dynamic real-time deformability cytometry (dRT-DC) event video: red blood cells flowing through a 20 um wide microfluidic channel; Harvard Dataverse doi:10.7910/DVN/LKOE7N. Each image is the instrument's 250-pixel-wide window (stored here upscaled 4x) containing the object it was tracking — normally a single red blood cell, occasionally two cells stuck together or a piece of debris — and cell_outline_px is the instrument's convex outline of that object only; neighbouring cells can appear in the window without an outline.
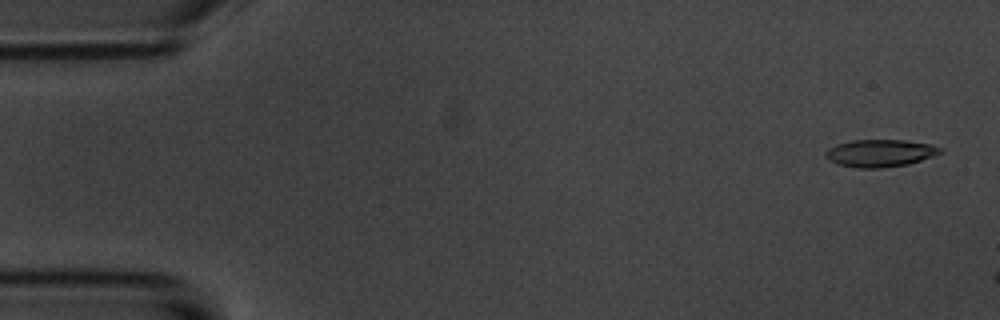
{"species": "common noctule bat (a hibernating species)", "species_latin": "Nyctalus noctula", "temperature_condition": "room temperature", "stored_images_in_passage": 8, "camera_frame_rate_fps": 3000, "um_per_image_px": 0.085, "animal": {"sex": "male", "body_mass_g": 20.1, "forearm_length_mm": 53.5}, "frame": {"image": 1, "passage_image": 2, "time_ms": 0.333, "image_size_px": [1000, 320], "cell_outline_px": [[944, 152], [908, 164], [880, 168], [856, 168], [836, 164], [828, 160], [824, 156], [824, 152], [828, 148], [836, 144], [852, 140], [904, 140], [928, 144], [944, 148]], "centroid_in_image_um": [74.76, 13.02], "position_along_channel_um": 10.2, "area_um2": 18.44}}